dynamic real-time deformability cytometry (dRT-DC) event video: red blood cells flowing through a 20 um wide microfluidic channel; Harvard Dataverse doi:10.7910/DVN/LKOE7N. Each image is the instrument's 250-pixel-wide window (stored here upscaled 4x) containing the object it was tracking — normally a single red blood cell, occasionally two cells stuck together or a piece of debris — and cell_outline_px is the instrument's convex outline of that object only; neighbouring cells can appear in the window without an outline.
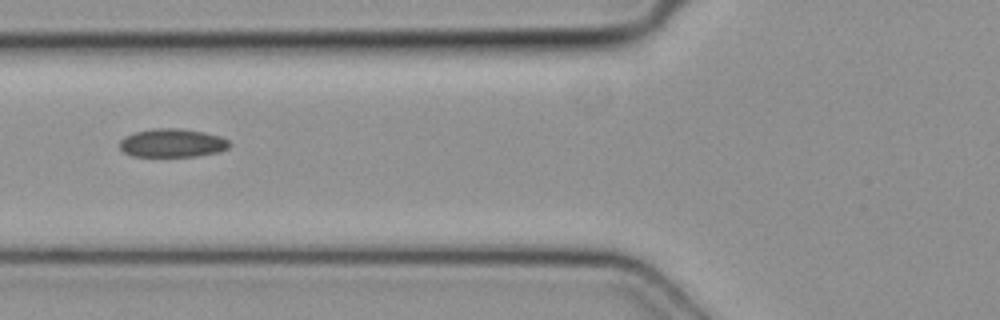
{"species": "common noctule bat (a hibernating species)", "species_latin": "Nyctalus noctula", "temperature_condition": "cold", "stored_images_in_passage": 6, "camera_frame_rate_fps": 3000, "um_per_image_px": 0.085, "animal": {"sex": "female", "body_mass_g": 19.3, "forearm_length_mm": 54.1}, "frame": {"image": 1, "passage_image": 6, "time_ms": 1.667, "image_size_px": [1000, 320], "cell_outline_px": [[232, 144], [228, 148], [220, 152], [196, 156], [132, 156], [124, 152], [120, 148], [120, 140], [124, 136], [136, 132], [152, 128], [180, 128], [204, 132], [220, 136], [228, 140]], "centroid_in_image_um": [14.66, 12.15], "position_along_channel_um": 111.1, "area_um2": 18.32}}